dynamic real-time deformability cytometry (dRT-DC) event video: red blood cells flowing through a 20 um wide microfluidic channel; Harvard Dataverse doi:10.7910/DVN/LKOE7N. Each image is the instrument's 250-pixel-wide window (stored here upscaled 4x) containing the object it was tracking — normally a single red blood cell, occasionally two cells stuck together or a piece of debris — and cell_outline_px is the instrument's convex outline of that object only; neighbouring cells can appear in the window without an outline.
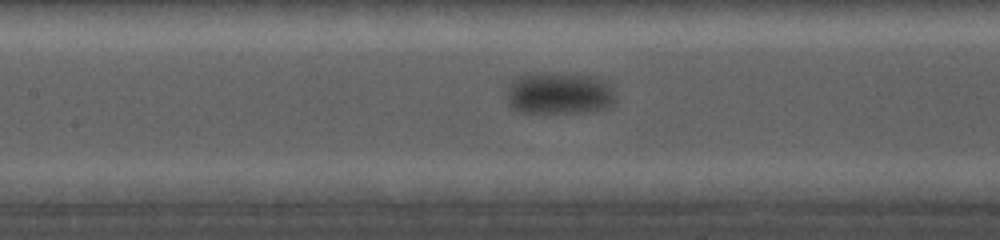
{"species": "common noctule bat (a hibernating species)", "species_latin": "Nyctalus noctula", "temperature_condition": "cold", "stored_images_in_passage": 86, "camera_frame_rate_fps": 5000, "um_per_image_px": 0.085, "animal": {"sex": "female", "body_mass_g": 19.0, "forearm_length_mm": 56.7}, "frame": {"image": 1, "passage_image": 53, "time_ms": 7.6, "image_size_px": [1000, 240], "cell_outline_px": [[612, 104], [604, 108], [588, 112], [520, 112], [512, 108], [508, 100], [508, 84], [516, 76], [536, 72], [560, 72], [596, 76], [604, 80], [608, 84], [612, 92]], "centroid_in_image_um": [47.48, 7.89], "position_along_channel_um": 159.9, "area_um2": 26.76}}
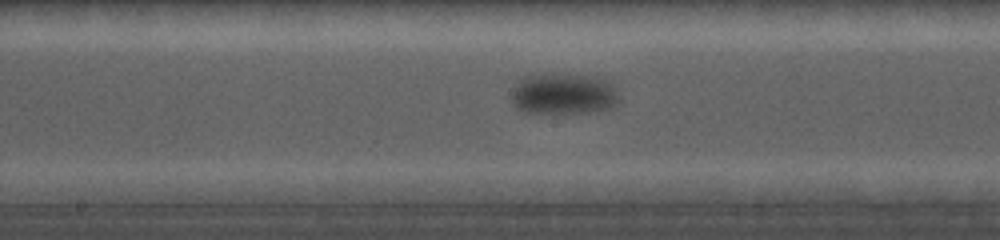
{"frame": {"image": 2, "passage_image": 62, "time_ms": 8.8, "image_size_px": [1000, 240], "cell_outline_px": [[620, 100], [616, 104], [608, 108], [588, 112], [524, 112], [516, 108], [512, 104], [512, 96], [516, 84], [524, 76], [556, 72], [592, 76], [604, 80], [620, 96]], "centroid_in_image_um": [47.86, 7.95], "position_along_channel_um": 200.3, "area_um2": 25.66}}
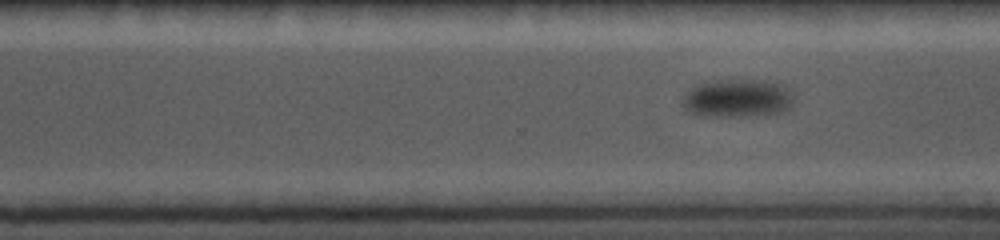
{"frame": {"image": 3, "passage_image": 76, "time_ms": 12.0, "image_size_px": [1000, 240], "cell_outline_px": [[792, 104], [788, 108], [780, 112], [756, 116], [704, 116], [692, 112], [684, 108], [684, 96], [692, 88], [704, 80], [776, 80], [784, 88], [792, 100]], "centroid_in_image_um": [62.66, 8.34], "position_along_channel_um": 307.9, "area_um2": 24.51}}